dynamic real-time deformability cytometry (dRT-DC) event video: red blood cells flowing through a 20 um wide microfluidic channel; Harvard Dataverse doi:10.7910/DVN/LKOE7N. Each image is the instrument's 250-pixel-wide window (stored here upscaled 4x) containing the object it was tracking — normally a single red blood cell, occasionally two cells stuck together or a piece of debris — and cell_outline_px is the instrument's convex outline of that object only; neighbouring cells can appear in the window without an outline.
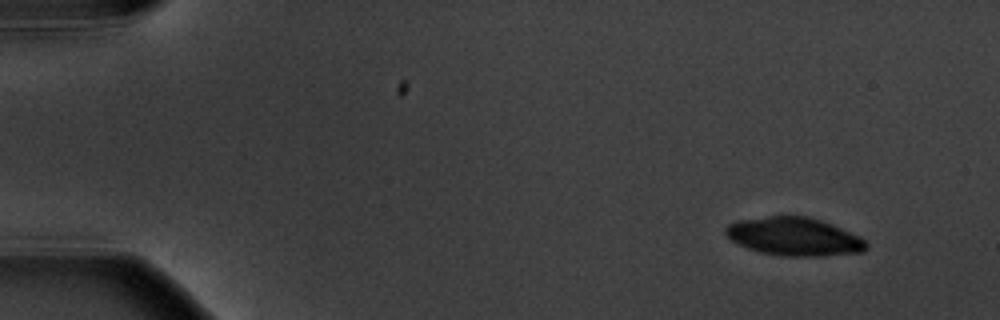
{"species": "common noctule bat (a hibernating species)", "species_latin": "Nyctalus noctula", "temperature_condition": "warm", "stored_images_in_passage": 8, "camera_frame_rate_fps": 3000, "um_per_image_px": 0.085, "animal": {"sex": "male", "body_mass_g": 20.1, "forearm_length_mm": 53.5}, "frame": {"image": 1, "passage_image": 1, "time_ms": 0.0, "image_size_px": [1000, 320], "cell_outline_px": [[868, 248], [864, 252], [824, 256], [784, 256], [760, 252], [736, 244], [724, 232], [724, 228], [728, 224], [736, 220], [768, 216], [808, 216], [832, 224], [860, 236], [868, 244]], "centroid_in_image_um": [67.51, 20.11], "position_along_channel_um": 17.5, "area_um2": 31.56}}